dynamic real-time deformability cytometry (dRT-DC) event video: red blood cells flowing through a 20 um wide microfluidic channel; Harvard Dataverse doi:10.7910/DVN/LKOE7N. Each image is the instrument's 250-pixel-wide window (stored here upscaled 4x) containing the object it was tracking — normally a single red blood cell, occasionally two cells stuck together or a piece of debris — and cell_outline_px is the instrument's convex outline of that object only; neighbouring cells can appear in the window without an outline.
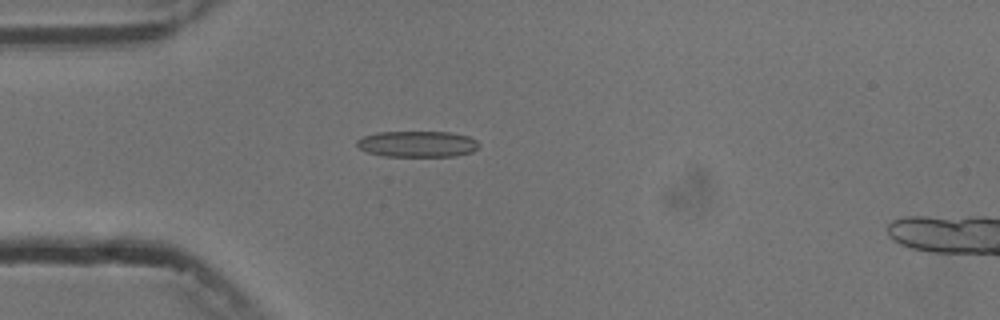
{"species": "common noctule bat (a hibernating species)", "species_latin": "Nyctalus noctula", "temperature_condition": "cold", "stored_images_in_passage": 3, "camera_frame_rate_fps": 3000, "um_per_image_px": 0.085, "animal": {"sex": "male", "body_mass_g": 13.3}, "frame": {"image": 1, "passage_image": 3, "time_ms": 2.333, "image_size_px": [1000, 320], "cell_outline_px": [[480, 144], [472, 152], [456, 156], [384, 156], [368, 152], [360, 148], [356, 144], [356, 140], [364, 136], [376, 132], [452, 132], [468, 136], [476, 140]], "centroid_in_image_um": [35.49, 12.24], "position_along_channel_um": 49.5, "area_um2": 18.55}}